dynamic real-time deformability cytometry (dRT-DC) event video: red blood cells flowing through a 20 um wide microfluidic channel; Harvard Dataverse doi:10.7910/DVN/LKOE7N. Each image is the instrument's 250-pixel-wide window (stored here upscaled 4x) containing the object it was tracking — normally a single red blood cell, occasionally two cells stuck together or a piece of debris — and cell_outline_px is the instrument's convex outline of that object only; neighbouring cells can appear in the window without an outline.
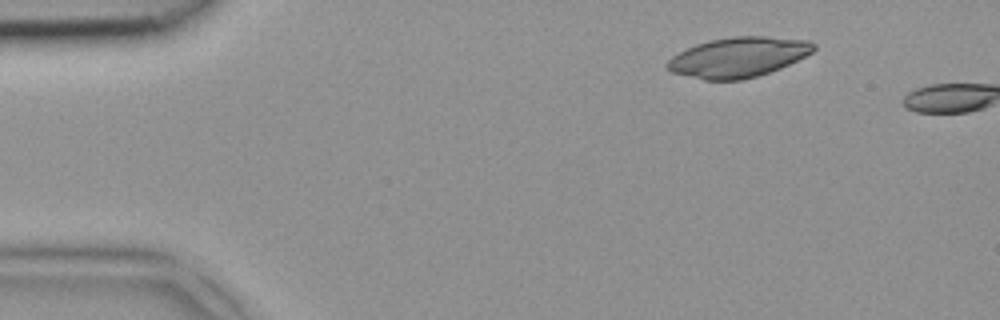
{"species": "common noctule bat (a hibernating species)", "species_latin": "Nyctalus noctula", "temperature_condition": "room temperature", "stored_images_in_passage": 2, "camera_frame_rate_fps": 3000, "um_per_image_px": 0.085, "animal": {"sex": "female", "body_mass_g": 18.4}, "frame": {"image": 1, "passage_image": 1, "time_ms": 0.0, "image_size_px": [1000, 320], "cell_outline_px": [[816, 48], [812, 52], [780, 68], [756, 76], [740, 80], [704, 80], [672, 72], [664, 64], [672, 56], [696, 44], [712, 40], [736, 36], [768, 36], [808, 40], [816, 44]], "centroid_in_image_um": [62.75, 4.86], "position_along_channel_um": 22.2, "area_um2": 33.81}}